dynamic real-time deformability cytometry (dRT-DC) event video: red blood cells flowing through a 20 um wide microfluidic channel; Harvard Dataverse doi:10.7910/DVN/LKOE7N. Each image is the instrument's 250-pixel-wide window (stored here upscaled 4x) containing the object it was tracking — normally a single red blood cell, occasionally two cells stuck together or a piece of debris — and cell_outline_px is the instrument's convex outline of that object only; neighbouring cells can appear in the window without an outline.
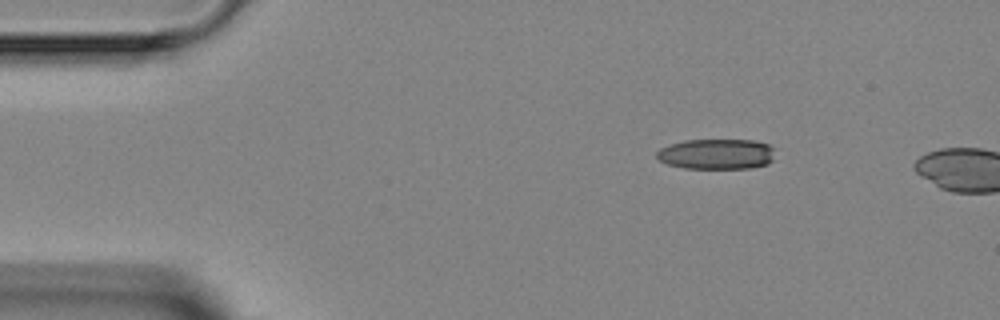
{"species": "Egyptian fruit bat (a non-hibernating species)", "species_latin": "Rousettus aegyptiacus", "temperature_condition": "room temperature", "stored_images_in_passage": 2, "camera_frame_rate_fps": 3000, "um_per_image_px": 0.085, "animal": {"sex": "female"}, "frame": {"image": 1, "passage_image": 1, "time_ms": 0.0, "image_size_px": [1000, 320], "cell_outline_px": [[772, 160], [768, 164], [752, 168], [684, 168], [668, 164], [660, 160], [656, 156], [656, 152], [660, 148], [668, 144], [684, 140], [752, 140], [768, 144], [772, 148]], "centroid_in_image_um": [60.87, 13.09], "position_along_channel_um": 24.1, "area_um2": 20.92}}